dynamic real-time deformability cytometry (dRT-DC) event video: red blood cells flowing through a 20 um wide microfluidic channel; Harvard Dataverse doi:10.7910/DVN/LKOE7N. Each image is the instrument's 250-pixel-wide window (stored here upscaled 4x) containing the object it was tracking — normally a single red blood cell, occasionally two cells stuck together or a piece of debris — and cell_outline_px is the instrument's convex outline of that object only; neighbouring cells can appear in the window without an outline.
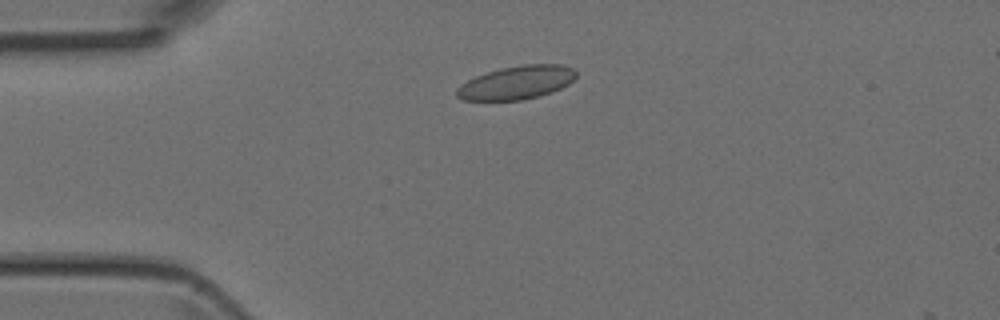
{"species": "Egyptian fruit bat (a non-hibernating species)", "species_latin": "Rousettus aegyptiacus", "temperature_condition": "room temperature", "stored_images_in_passage": 21, "camera_frame_rate_fps": 3000, "um_per_image_px": 0.085, "animal": {"sex": "female"}, "frame": {"image": 1, "passage_image": 1, "time_ms": 0.0, "image_size_px": [1000, 320], "cell_outline_px": [[576, 76], [568, 84], [552, 92], [540, 96], [524, 100], [464, 100], [456, 96], [456, 88], [460, 84], [476, 76], [500, 68], [520, 64], [564, 64], [572, 68], [576, 72]], "centroid_in_image_um": [43.91, 7.01], "position_along_channel_um": 41.1, "area_um2": 23.35}}
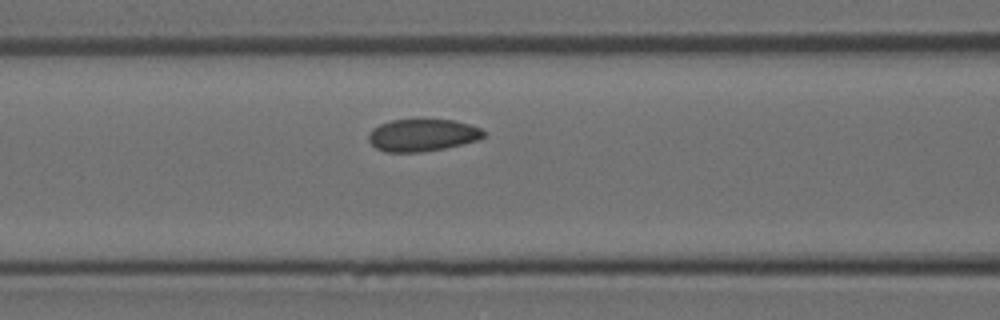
{"frame": {"image": 2, "passage_image": 9, "time_ms": 2.667, "image_size_px": [1000, 320], "cell_outline_px": [[484, 136], [476, 140], [444, 148], [420, 152], [384, 152], [376, 148], [368, 140], [368, 136], [372, 128], [380, 124], [392, 120], [416, 116], [452, 120], [468, 124], [480, 128], [484, 132]], "centroid_in_image_um": [35.84, 11.44], "position_along_channel_um": 130.8, "area_um2": 22.2}}
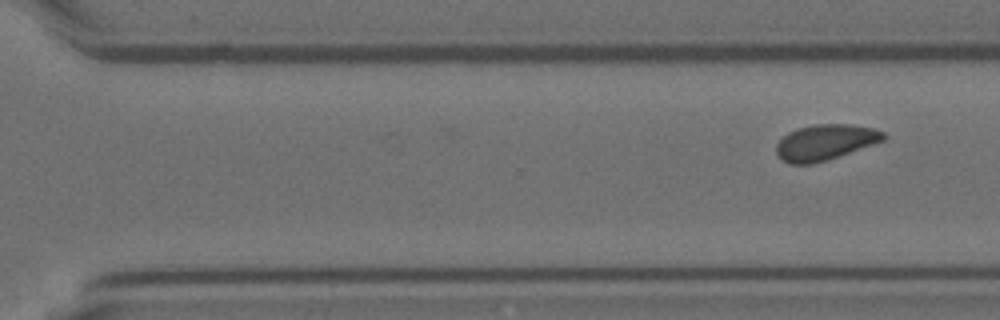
{"frame": {"image": 3, "passage_image": 21, "time_ms": 6.667, "image_size_px": [1000, 320], "cell_outline_px": [[888, 136], [884, 140], [812, 164], [788, 164], [776, 152], [776, 144], [788, 132], [796, 128], [816, 124], [852, 124], [872, 128], [884, 132]], "centroid_in_image_um": [70.12, 12.07], "position_along_channel_um": 300.5, "area_um2": 21.91}}